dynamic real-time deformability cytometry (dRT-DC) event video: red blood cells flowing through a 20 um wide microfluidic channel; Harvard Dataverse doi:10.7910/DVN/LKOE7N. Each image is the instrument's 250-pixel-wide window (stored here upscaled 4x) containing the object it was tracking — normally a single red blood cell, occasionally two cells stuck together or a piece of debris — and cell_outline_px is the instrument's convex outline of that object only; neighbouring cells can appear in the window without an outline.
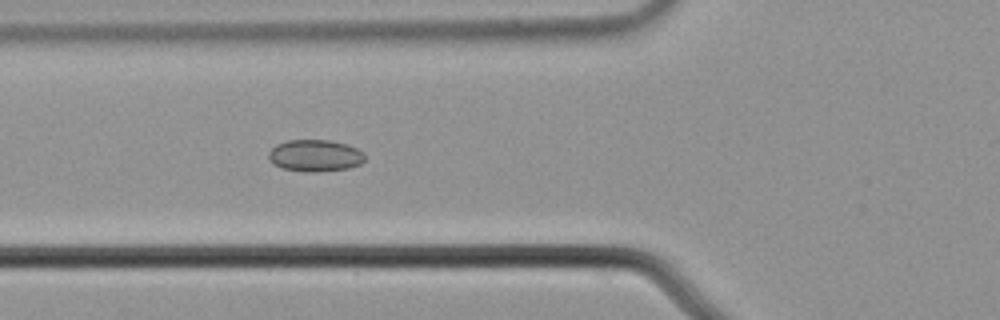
{"species": "common noctule bat (a hibernating species)", "species_latin": "Nyctalus noctula", "temperature_condition": "cold", "stored_images_in_passage": 6, "camera_frame_rate_fps": 3000, "um_per_image_px": 0.085, "animal": {"sex": "male", "body_mass_g": 21.5, "forearm_length_mm": 52.0}, "frame": {"image": 1, "passage_image": 6, "time_ms": 1.667, "image_size_px": [1000, 320], "cell_outline_px": [[364, 160], [360, 164], [348, 168], [280, 168], [272, 164], [268, 160], [268, 152], [276, 144], [288, 140], [328, 140], [348, 144], [364, 152]], "centroid_in_image_um": [26.76, 13.15], "position_along_channel_um": 99.0, "area_um2": 16.94}}